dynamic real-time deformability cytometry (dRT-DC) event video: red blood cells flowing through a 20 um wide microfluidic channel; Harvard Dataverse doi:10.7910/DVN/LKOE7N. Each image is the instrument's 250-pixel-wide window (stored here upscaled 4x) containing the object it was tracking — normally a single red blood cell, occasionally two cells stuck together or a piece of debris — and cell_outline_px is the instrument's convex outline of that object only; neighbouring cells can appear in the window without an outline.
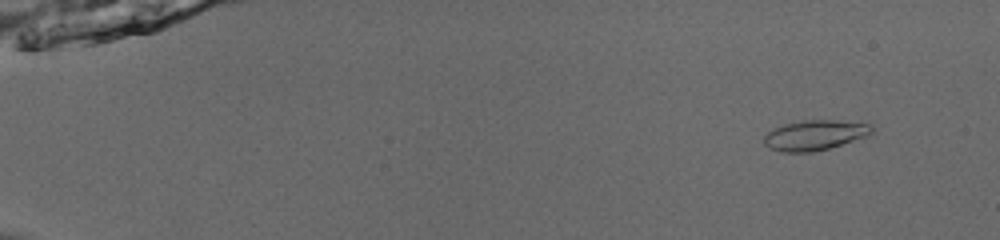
{"species": "common noctule bat (a hibernating species)", "species_latin": "Nyctalus noctula", "temperature_condition": "room temperature", "stored_images_in_passage": 55, "camera_frame_rate_fps": 3000, "um_per_image_px": 0.085, "animal": {"sex": "male", "body_mass_g": 13.0, "forearm_length_mm": 53.1}, "frame": {"image": 1, "passage_image": 6, "time_ms": 1.667, "image_size_px": [1000, 240], "cell_outline_px": [[872, 132], [868, 136], [828, 148], [812, 152], [780, 152], [768, 148], [764, 144], [764, 136], [772, 128], [784, 124], [804, 120], [836, 120], [872, 124]], "centroid_in_image_um": [69.23, 11.49], "position_along_channel_um": 15.8, "area_um2": 18.96}}
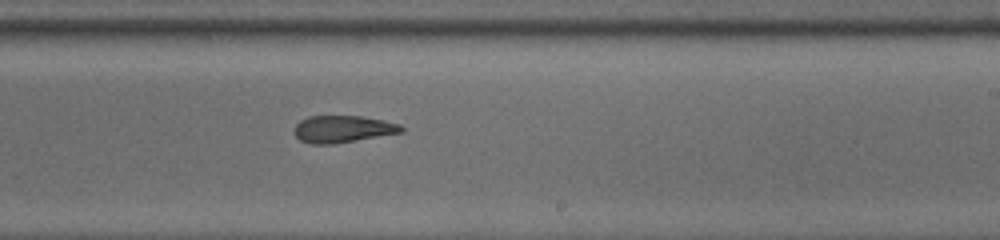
{"frame": {"image": 2, "passage_image": 36, "time_ms": 11.667, "image_size_px": [1000, 240], "cell_outline_px": [[404, 132], [332, 144], [312, 144], [300, 140], [296, 136], [296, 124], [300, 120], [308, 116], [360, 116], [384, 120], [400, 124], [404, 128]], "centroid_in_image_um": [29.16, 10.96], "position_along_channel_um": 259.8, "area_um2": 16.76}}
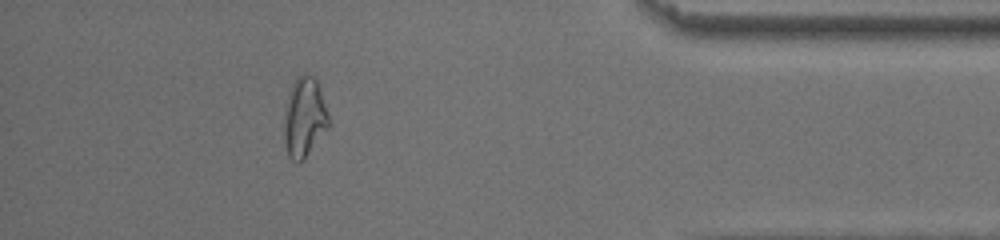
{"frame": {"image": 3, "passage_image": 50, "time_ms": 16.333, "image_size_px": [1000, 240], "cell_outline_px": [[328, 128], [304, 160], [292, 160], [288, 156], [284, 144], [284, 124], [288, 92], [292, 84], [304, 72], [312, 76], [316, 80], [328, 116]], "centroid_in_image_um": [25.85, 10.0], "position_along_channel_um": 409.4, "area_um2": 20.29}, "authors_computed_cell_mechanics": {"area_um2": 18.0914, "velocity_mm_per_s": 3.8737, "shape_relaxation_time_tau1_ms": null, "shape_relaxation_time_tau2_ms": 2.7771, "deformation_change_tau1": null, "deformation_change_tau2": 0.1109}}